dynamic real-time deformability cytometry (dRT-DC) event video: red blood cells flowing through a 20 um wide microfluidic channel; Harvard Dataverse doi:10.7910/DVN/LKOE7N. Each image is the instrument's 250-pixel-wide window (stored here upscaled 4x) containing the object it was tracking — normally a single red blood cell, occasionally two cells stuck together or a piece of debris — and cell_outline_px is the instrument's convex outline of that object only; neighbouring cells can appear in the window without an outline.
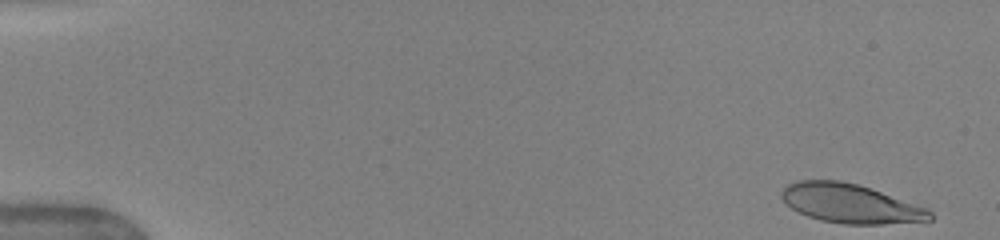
{"species": "human", "species_latin": "Homo sapiens", "temperature_condition": "warm", "stored_images_in_passage": 44, "camera_frame_rate_fps": 3000, "um_per_image_px": 0.085, "donor": {"sex": "female"}, "frame": {"image": 1, "passage_image": 1, "time_ms": 0.0, "image_size_px": [1000, 240], "cell_outline_px": [[932, 220], [880, 224], [844, 224], [820, 220], [808, 216], [792, 208], [780, 196], [780, 192], [788, 184], [796, 180], [840, 180], [856, 184], [928, 208], [932, 212]], "centroid_in_image_um": [72.26, 17.3], "position_along_channel_um": 12.7, "area_um2": 33.41}}
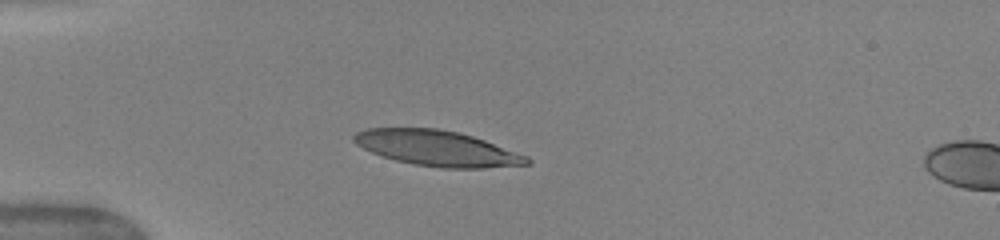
{"frame": {"image": 2, "passage_image": 13, "time_ms": 4.0, "image_size_px": [1000, 240], "cell_outline_px": [[532, 164], [484, 168], [444, 168], [416, 164], [396, 160], [372, 152], [356, 144], [352, 140], [352, 136], [356, 132], [368, 128], [436, 128], [456, 132], [472, 136], [484, 140], [528, 156], [532, 160]], "centroid_in_image_um": [37.18, 12.6], "position_along_channel_um": 47.8, "area_um2": 35.49}}
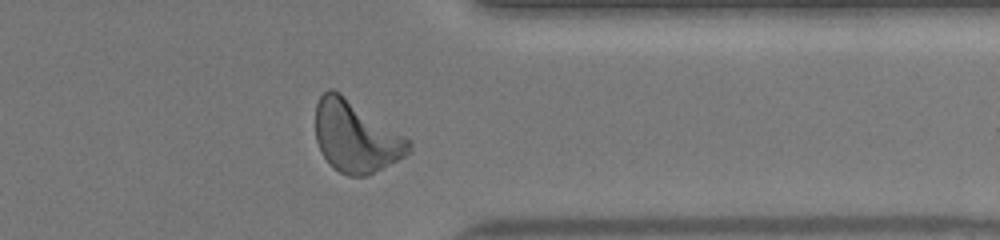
{"frame": {"image": 3, "passage_image": 40, "time_ms": 13.0, "image_size_px": [1000, 240], "cell_outline_px": [[412, 152], [364, 176], [348, 176], [340, 172], [320, 152], [316, 140], [316, 104], [320, 96], [328, 88], [332, 88], [340, 92], [412, 140]], "centroid_in_image_um": [30.25, 11.58], "position_along_channel_um": 381.1, "area_um2": 38.61}, "authors_computed_cell_mechanics": {"area_um2": 36.2984, "velocity_mm_per_s": 3.9968, "shape_relaxation_time_tau1_ms": 3.3479, "shape_relaxation_time_tau2_ms": 0.8794, "deformation_change_tau1": 0.2097, "deformation_change_tau2": 0.0739}}